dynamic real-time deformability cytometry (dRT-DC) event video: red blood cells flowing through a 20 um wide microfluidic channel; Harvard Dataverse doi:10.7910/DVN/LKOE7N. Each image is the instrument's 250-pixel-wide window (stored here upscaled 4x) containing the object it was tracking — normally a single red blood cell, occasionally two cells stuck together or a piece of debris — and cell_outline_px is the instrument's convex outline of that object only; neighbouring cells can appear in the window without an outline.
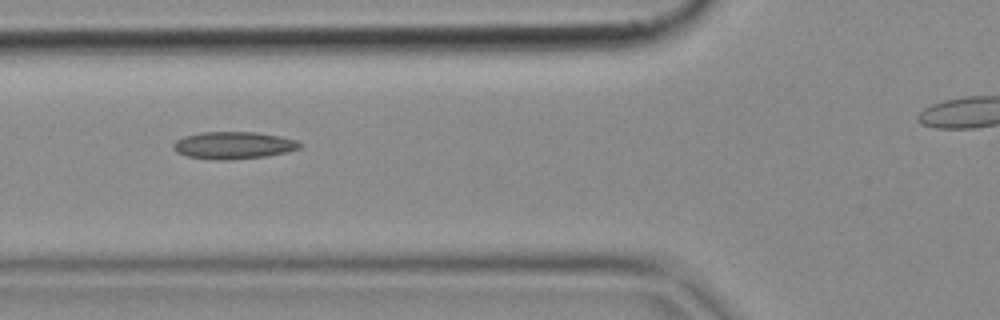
{"species": "common noctule bat (a hibernating species)", "species_latin": "Nyctalus noctula", "temperature_condition": "cold", "stored_images_in_passage": 7, "camera_frame_rate_fps": 3000, "um_per_image_px": 0.085, "animal": {"sex": "female", "body_mass_g": 18.4}, "frame": {"image": 1, "passage_image": 5, "time_ms": 1.333, "image_size_px": [1000, 320], "cell_outline_px": [[304, 144], [300, 148], [268, 156], [228, 160], [216, 160], [188, 156], [176, 152], [172, 144], [176, 140], [184, 136], [204, 132], [256, 132], [280, 136], [296, 140]], "centroid_in_image_um": [19.86, 12.35], "position_along_channel_um": 105.9, "area_um2": 20.06}}
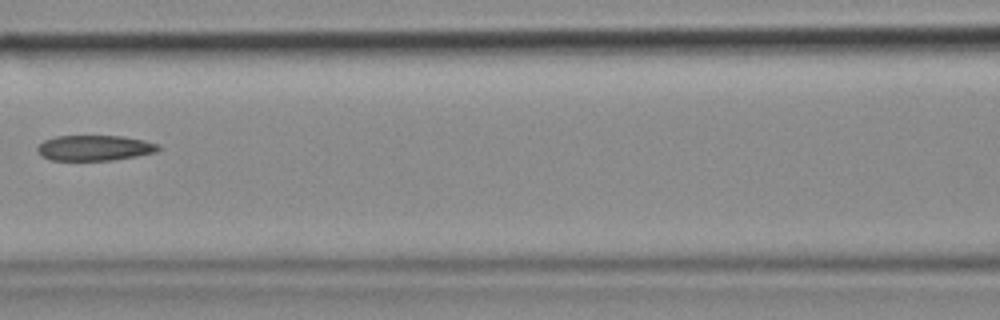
{"frame": {"image": 2, "passage_image": 6, "time_ms": 1.667, "image_size_px": [1000, 320], "cell_outline_px": [[160, 148], [156, 152], [136, 156], [112, 160], [52, 160], [40, 156], [36, 152], [36, 148], [44, 140], [56, 136], [124, 136], [144, 140], [160, 144]], "centroid_in_image_um": [8.03, 12.57], "position_along_channel_um": 158.6, "area_um2": 18.03}}